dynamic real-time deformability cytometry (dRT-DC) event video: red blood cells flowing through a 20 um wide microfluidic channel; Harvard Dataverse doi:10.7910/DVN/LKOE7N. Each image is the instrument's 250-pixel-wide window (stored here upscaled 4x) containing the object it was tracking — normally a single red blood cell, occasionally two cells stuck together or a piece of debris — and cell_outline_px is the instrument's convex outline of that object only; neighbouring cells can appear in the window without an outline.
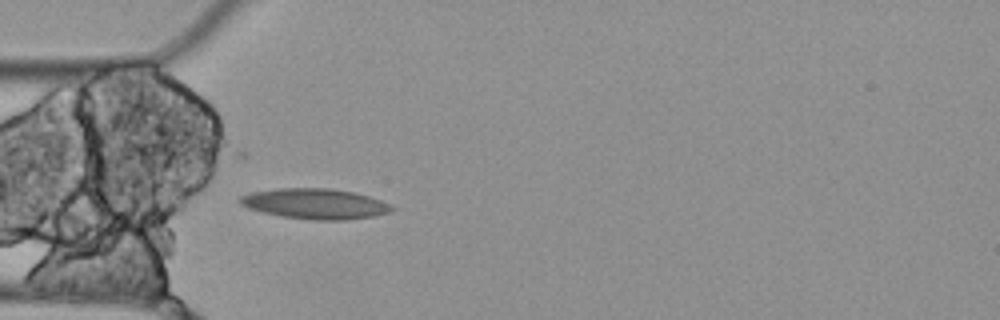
{"species": "Egyptian fruit bat (a non-hibernating species)", "species_latin": "Rousettus aegyptiacus", "temperature_condition": "cold", "stored_images_in_passage": 4, "camera_frame_rate_fps": 3000, "um_per_image_px": 0.085, "animal": {"sex": "female"}, "frame": {"image": 1, "passage_image": 4, "time_ms": 1.0, "image_size_px": [1000, 320], "cell_outline_px": [[396, 208], [392, 212], [372, 216], [344, 220], [316, 220], [280, 216], [248, 208], [240, 204], [236, 200], [240, 196], [248, 192], [276, 188], [332, 188], [352, 192], [368, 196], [380, 200]], "centroid_in_image_um": [26.73, 17.31], "position_along_channel_um": 58.3, "area_um2": 26.99}}